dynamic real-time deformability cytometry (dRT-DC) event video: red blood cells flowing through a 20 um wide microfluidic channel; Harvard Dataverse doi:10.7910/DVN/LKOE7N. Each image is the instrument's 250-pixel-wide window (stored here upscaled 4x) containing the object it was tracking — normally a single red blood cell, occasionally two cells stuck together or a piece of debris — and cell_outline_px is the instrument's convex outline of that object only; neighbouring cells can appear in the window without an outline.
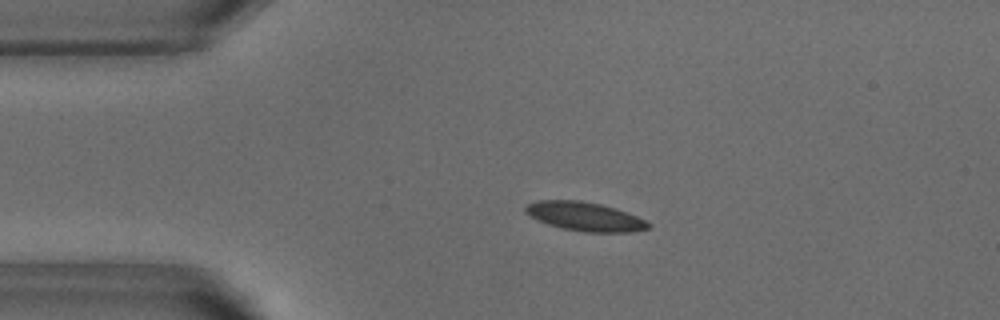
{"species": "common noctule bat (a hibernating species)", "species_latin": "Nyctalus noctula", "temperature_condition": "warm", "stored_images_in_passage": 52, "camera_frame_rate_fps": 3000, "um_per_image_px": 0.085, "animal": {"sex": "male", "body_mass_g": 18.8}, "frame": {"image": 1, "passage_image": 11, "time_ms": 3.333, "image_size_px": [1000, 320], "cell_outline_px": [[652, 224], [648, 228], [628, 232], [584, 232], [564, 228], [548, 224], [536, 220], [524, 212], [524, 208], [528, 204], [536, 200], [576, 200], [600, 204], [628, 212]], "centroid_in_image_um": [49.68, 18.4], "position_along_channel_um": 35.3, "area_um2": 20.52}}
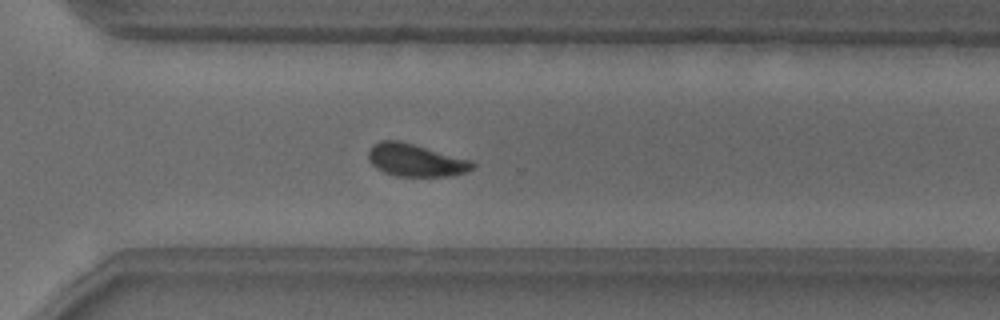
{"frame": {"image": 2, "passage_image": 37, "time_ms": 12.0, "image_size_px": [1000, 320], "cell_outline_px": [[476, 168], [468, 172], [452, 176], [396, 176], [384, 172], [376, 168], [368, 160], [368, 152], [372, 144], [380, 140], [400, 140], [472, 160], [476, 164]], "centroid_in_image_um": [35.35, 13.61], "position_along_channel_um": 335.2, "area_um2": 20.11}}
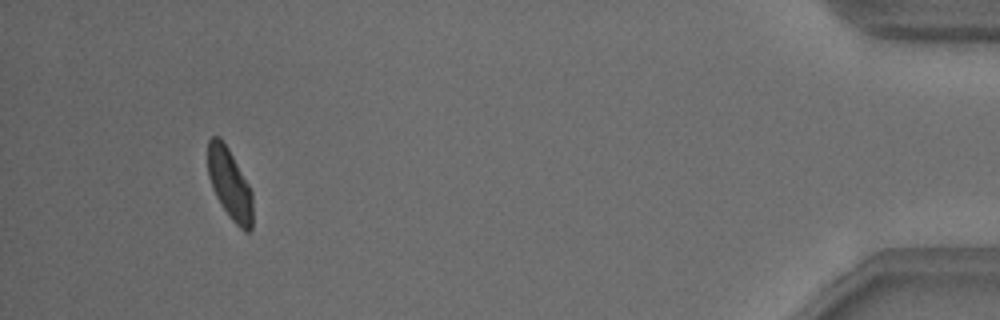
{"frame": {"image": 3, "passage_image": 49, "time_ms": 16.0, "image_size_px": [1000, 320], "cell_outline_px": [[252, 228], [248, 232], [244, 232], [228, 216], [216, 196], [212, 188], [208, 176], [208, 140], [212, 136], [220, 136], [228, 148], [248, 184], [252, 192]], "centroid_in_image_um": [19.52, 15.65], "position_along_channel_um": 415.7, "area_um2": 18.44}, "authors_computed_cell_mechanics": {"area_um2": 19.941, "velocity_mm_per_s": 3.8168, "shape_relaxation_time_tau1_ms": 3.6838, "shape_relaxation_time_tau2_ms": 0.768, "deformation_change_tau1": 0.1085, "deformation_change_tau2": 0.0449}}